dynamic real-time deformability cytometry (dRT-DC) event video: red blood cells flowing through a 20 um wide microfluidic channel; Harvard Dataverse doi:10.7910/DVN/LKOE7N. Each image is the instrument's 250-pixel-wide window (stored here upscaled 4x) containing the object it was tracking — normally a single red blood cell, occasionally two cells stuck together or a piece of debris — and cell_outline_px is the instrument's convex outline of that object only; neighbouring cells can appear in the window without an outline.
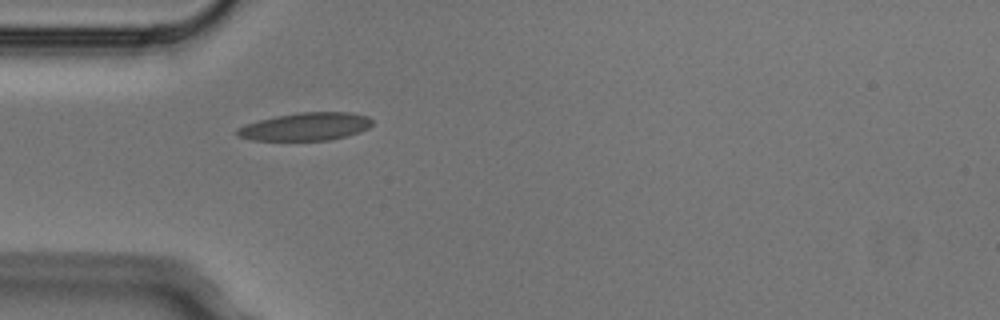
{"species": "Egyptian fruit bat (a non-hibernating species)", "species_latin": "Rousettus aegyptiacus", "temperature_condition": "cold", "stored_images_in_passage": 1, "camera_frame_rate_fps": 3000, "um_per_image_px": 0.085, "animal": {"sex": "male"}, "frame": {"image": 1, "passage_image": 1, "time_ms": 0.0, "image_size_px": [1000, 320], "cell_outline_px": [[372, 124], [368, 128], [360, 132], [348, 136], [328, 140], [252, 140], [236, 136], [236, 128], [244, 124], [276, 116], [296, 112], [352, 112], [368, 116], [372, 120]], "centroid_in_image_um": [25.97, 10.76], "position_along_channel_um": 59.0, "area_um2": 22.14}}